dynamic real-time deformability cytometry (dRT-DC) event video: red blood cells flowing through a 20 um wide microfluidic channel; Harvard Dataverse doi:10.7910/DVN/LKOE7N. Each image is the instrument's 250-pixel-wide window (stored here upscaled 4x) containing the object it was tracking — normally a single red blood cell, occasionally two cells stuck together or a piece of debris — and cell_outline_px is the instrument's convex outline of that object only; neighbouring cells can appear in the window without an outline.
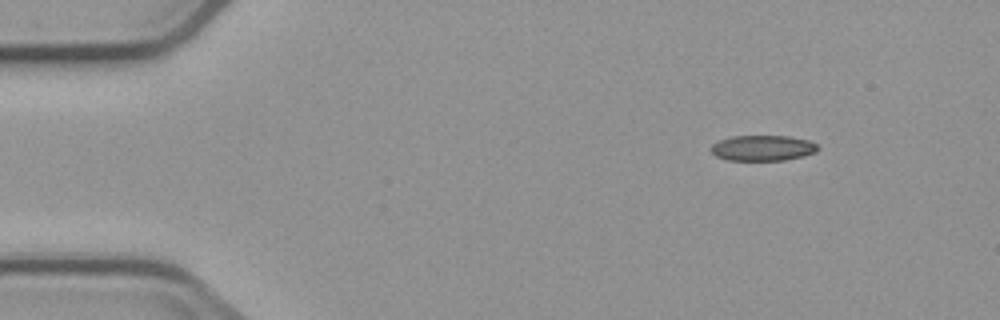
{"species": "common noctule bat (a hibernating species)", "species_latin": "Nyctalus noctula", "temperature_condition": "cold", "stored_images_in_passage": 8, "camera_frame_rate_fps": 3000, "um_per_image_px": 0.085, "animal": {"sex": "male", "body_mass_g": 23.1, "forearm_length_mm": 52.7}, "frame": {"image": 1, "passage_image": 1, "time_ms": 0.0, "image_size_px": [1000, 320], "cell_outline_px": [[820, 148], [816, 152], [804, 156], [784, 160], [728, 160], [716, 156], [708, 148], [712, 144], [720, 140], [732, 136], [788, 136], [808, 140], [816, 144]], "centroid_in_image_um": [64.83, 12.58], "position_along_channel_um": 20.2, "area_um2": 15.95}}
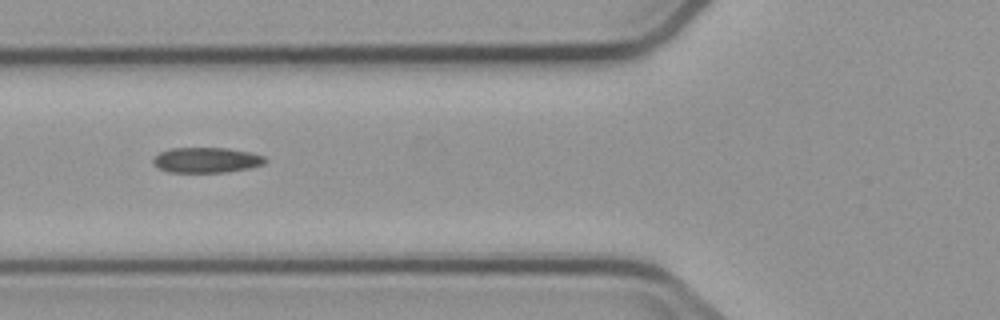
{"frame": {"image": 2, "passage_image": 5, "time_ms": 4.667, "image_size_px": [1000, 320], "cell_outline_px": [[268, 160], [264, 164], [252, 168], [228, 172], [168, 172], [160, 168], [152, 160], [160, 152], [172, 148], [228, 148], [248, 152], [264, 156]], "centroid_in_image_um": [17.61, 13.61], "position_along_channel_um": 108.2, "area_um2": 16.47}}
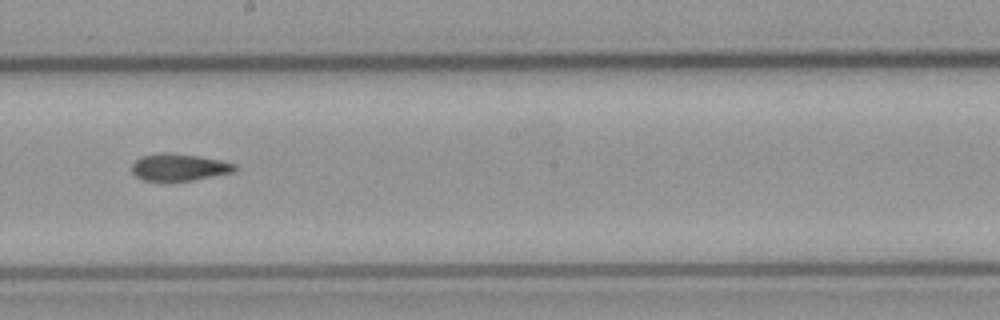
{"frame": {"image": 3, "passage_image": 8, "time_ms": 8.0, "image_size_px": [1000, 320], "cell_outline_px": [[236, 168], [232, 172], [192, 180], [144, 180], [136, 176], [132, 172], [132, 164], [140, 156], [160, 152], [164, 152], [200, 156], [220, 160], [236, 164]], "centroid_in_image_um": [15.19, 14.19], "position_along_channel_um": 233.0, "area_um2": 16.01}}